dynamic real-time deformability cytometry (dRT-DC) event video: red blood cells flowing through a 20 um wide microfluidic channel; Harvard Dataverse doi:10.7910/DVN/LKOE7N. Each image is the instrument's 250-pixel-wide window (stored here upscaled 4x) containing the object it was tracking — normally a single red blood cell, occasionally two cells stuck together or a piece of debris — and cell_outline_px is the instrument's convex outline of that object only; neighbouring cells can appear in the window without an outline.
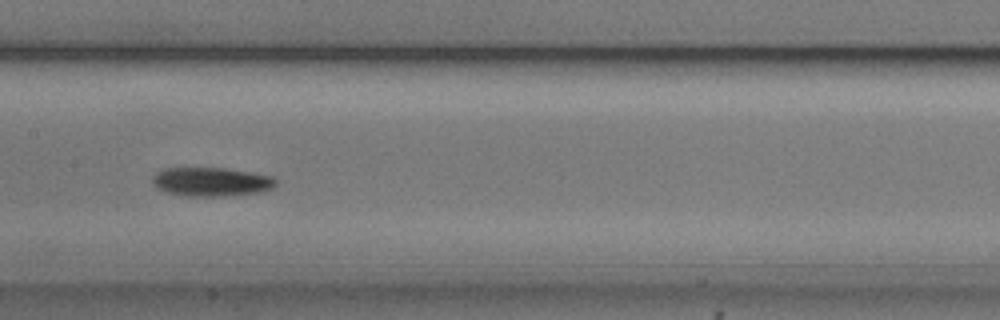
{"species": "common noctule bat (a hibernating species)", "species_latin": "Nyctalus noctula", "temperature_condition": "cold", "stored_images_in_passage": 14, "camera_frame_rate_fps": 3000, "um_per_image_px": 0.085, "animal": {"sex": "male", "body_mass_g": 20.5, "forearm_length_mm": 52.5}, "frame": {"image": 1, "passage_image": 7, "time_ms": 7.667, "image_size_px": [1000, 320], "cell_outline_px": [[276, 188], [260, 192], [236, 196], [184, 196], [168, 192], [156, 188], [152, 184], [152, 176], [156, 172], [164, 168], [224, 168], [272, 176], [276, 180]], "centroid_in_image_um": [17.96, 15.46], "position_along_channel_um": 189.4, "area_um2": 21.04}}
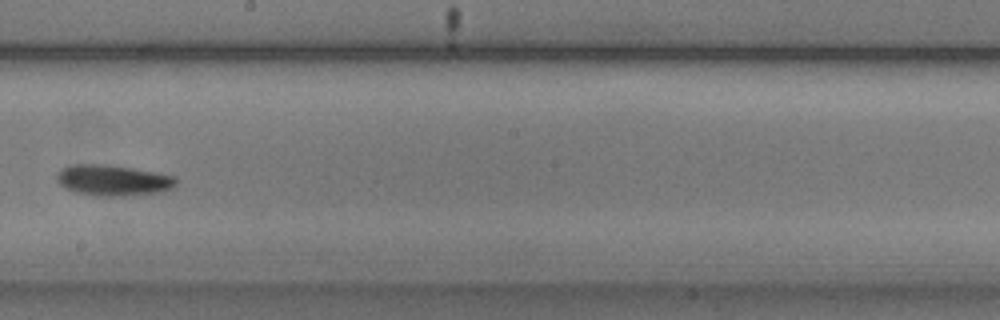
{"frame": {"image": 2, "passage_image": 8, "time_ms": 9.0, "image_size_px": [1000, 320], "cell_outline_px": [[176, 184], [172, 188], [160, 192], [132, 196], [92, 196], [76, 192], [64, 188], [56, 180], [56, 176], [64, 168], [72, 164], [108, 164], [132, 168], [176, 176]], "centroid_in_image_um": [9.61, 15.34], "position_along_channel_um": 238.6, "area_um2": 21.62}}
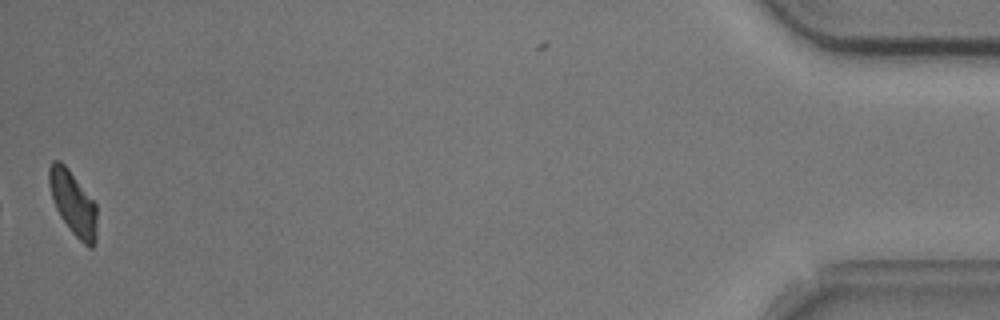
{"frame": {"image": 3, "passage_image": 14, "time_ms": 16.667, "image_size_px": [1000, 320], "cell_outline_px": [[96, 240], [92, 248], [88, 248], [72, 232], [60, 216], [56, 208], [52, 196], [48, 180], [48, 168], [52, 160], [60, 160], [68, 168], [96, 204]], "centroid_in_image_um": [6.21, 17.25], "position_along_channel_um": 429.0, "area_um2": 17.69}, "authors_computed_cell_mechanics": {"area_um2": 20.808, "velocity_mm_per_s": 3.7061, "shape_relaxation_time_tau1_ms": 2.2074, "shape_relaxation_time_tau2_ms": null, "deformation_change_tau1": 0.0985, "deformation_change_tau2": null}}